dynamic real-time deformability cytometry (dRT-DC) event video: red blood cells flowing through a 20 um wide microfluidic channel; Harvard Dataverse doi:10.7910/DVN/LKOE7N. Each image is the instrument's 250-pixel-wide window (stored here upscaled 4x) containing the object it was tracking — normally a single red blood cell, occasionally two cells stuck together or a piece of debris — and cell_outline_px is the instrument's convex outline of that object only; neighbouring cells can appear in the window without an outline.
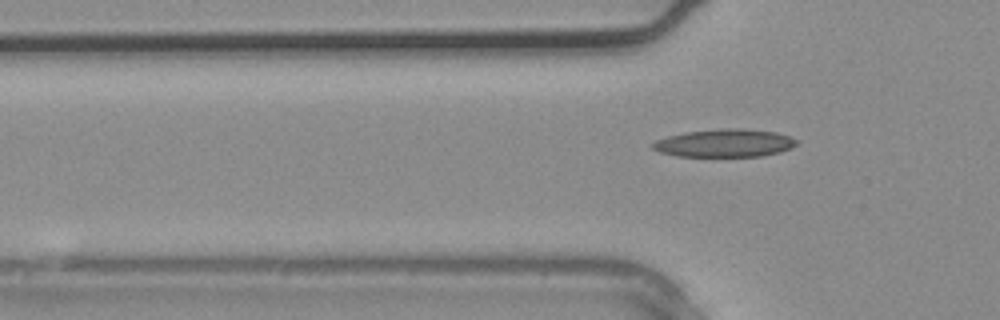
{"species": "common noctule bat (a hibernating species)", "species_latin": "Nyctalus noctula", "temperature_condition": "warm", "stored_images_in_passage": 3, "camera_frame_rate_fps": 3000, "um_per_image_px": 0.085, "animal": {"sex": "male", "body_mass_g": 20.4}, "frame": {"image": 1, "passage_image": 3, "time_ms": 0.667, "image_size_px": [1000, 320], "cell_outline_px": [[800, 140], [792, 148], [780, 152], [760, 156], [676, 156], [660, 152], [652, 148], [652, 144], [656, 140], [668, 136], [684, 132], [720, 128], [736, 128], [776, 132]], "centroid_in_image_um": [61.6, 12.16], "position_along_channel_um": 64.2, "area_um2": 23.41}}